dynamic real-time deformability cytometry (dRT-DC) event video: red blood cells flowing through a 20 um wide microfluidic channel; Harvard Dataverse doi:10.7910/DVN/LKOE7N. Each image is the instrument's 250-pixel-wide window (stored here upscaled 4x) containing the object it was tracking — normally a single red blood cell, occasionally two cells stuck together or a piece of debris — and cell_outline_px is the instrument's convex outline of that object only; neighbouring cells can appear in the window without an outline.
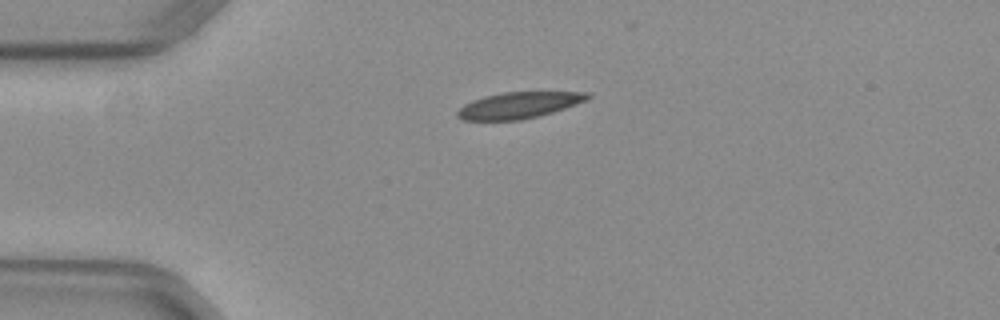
{"species": "common noctule bat (a hibernating species)", "species_latin": "Nyctalus noctula", "temperature_condition": "warm", "stored_images_in_passage": 5, "camera_frame_rate_fps": 3000, "um_per_image_px": 0.085, "animal": {"sex": "female", "body_mass_g": 29.2, "forearm_length_mm": 56.3}, "frame": {"image": 1, "passage_image": 1, "time_ms": 0.0, "image_size_px": [1000, 320], "cell_outline_px": [[592, 96], [588, 100], [552, 112], [520, 120], [464, 120], [456, 116], [456, 112], [464, 104], [472, 100], [484, 96], [504, 92], [592, 92]], "centroid_in_image_um": [44.11, 8.93], "position_along_channel_um": 40.9, "area_um2": 19.88}}